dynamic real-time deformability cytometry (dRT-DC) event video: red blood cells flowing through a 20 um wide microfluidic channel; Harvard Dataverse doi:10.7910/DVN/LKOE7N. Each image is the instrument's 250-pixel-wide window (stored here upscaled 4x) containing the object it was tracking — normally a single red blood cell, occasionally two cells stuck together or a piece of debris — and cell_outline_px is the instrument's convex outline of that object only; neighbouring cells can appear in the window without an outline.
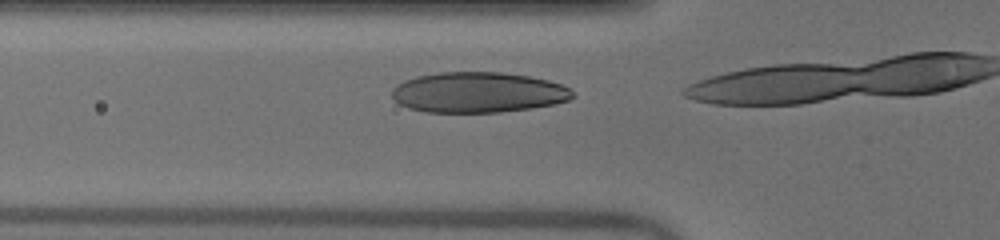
{"species": "human", "species_latin": "Homo sapiens", "temperature_condition": "warm", "stored_images_in_passage": 11, "camera_frame_rate_fps": 3000, "um_per_image_px": 0.085, "donor": {"sex": "male"}, "frame": {"image": 1, "passage_image": 9, "time_ms": 2.667, "image_size_px": [1000, 240], "cell_outline_px": [[576, 96], [568, 100], [556, 104], [532, 108], [500, 112], [428, 112], [408, 108], [400, 104], [392, 96], [392, 88], [396, 84], [404, 80], [416, 76], [440, 72], [500, 72], [528, 76], [548, 80], [560, 84], [568, 88]], "centroid_in_image_um": [40.63, 7.85], "position_along_channel_um": 85.2, "area_um2": 42.71}}